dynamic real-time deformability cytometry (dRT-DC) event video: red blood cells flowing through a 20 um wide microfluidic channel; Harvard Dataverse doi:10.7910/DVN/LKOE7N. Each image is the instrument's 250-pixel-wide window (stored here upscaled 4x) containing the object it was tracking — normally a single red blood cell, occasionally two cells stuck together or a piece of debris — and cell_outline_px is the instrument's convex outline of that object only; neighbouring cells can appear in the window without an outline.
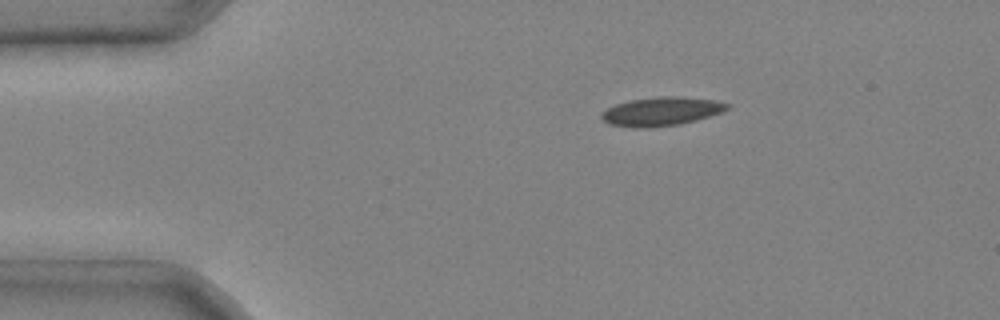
{"species": "common noctule bat (a hibernating species)", "species_latin": "Nyctalus noctula", "temperature_condition": "cold", "stored_images_in_passage": 5, "camera_frame_rate_fps": 3000, "um_per_image_px": 0.085, "animal": {"sex": "male", "body_mass_g": 20.4}, "frame": {"image": 1, "passage_image": 1, "time_ms": 0.0, "image_size_px": [1000, 320], "cell_outline_px": [[732, 104], [728, 108], [720, 112], [696, 120], [680, 124], [648, 128], [636, 128], [608, 124], [600, 116], [608, 108], [616, 104], [628, 100], [660, 96], [676, 96], [716, 100]], "centroid_in_image_um": [56.22, 9.47], "position_along_channel_um": 28.8, "area_um2": 20.98}}
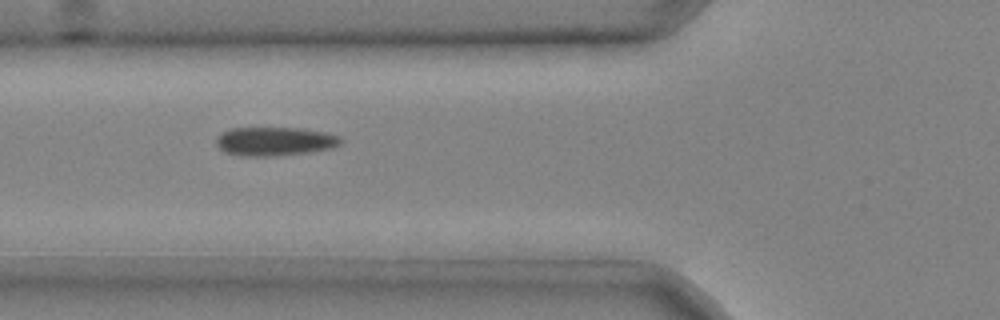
{"frame": {"image": 2, "passage_image": 3, "time_ms": 0.667, "image_size_px": [1000, 320], "cell_outline_px": [[344, 140], [340, 144], [332, 148], [308, 152], [272, 156], [240, 156], [224, 152], [216, 144], [216, 140], [224, 132], [232, 128], [300, 128], [324, 132], [340, 136]], "centroid_in_image_um": [23.38, 12.02], "position_along_channel_um": 102.4, "area_um2": 20.75}}
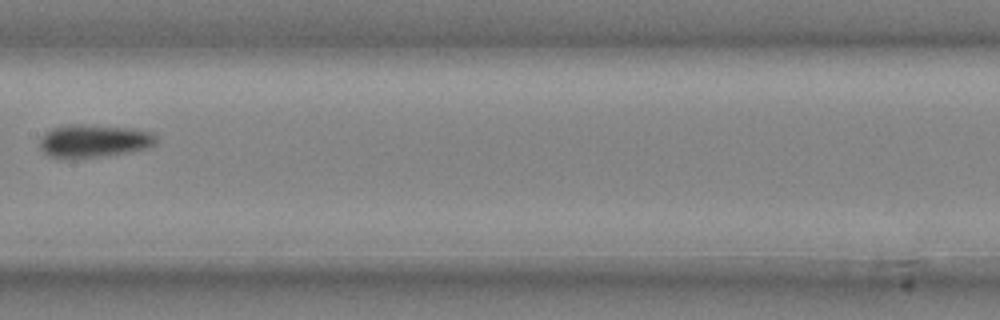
{"frame": {"image": 3, "passage_image": 5, "time_ms": 1.333, "image_size_px": [1000, 320], "cell_outline_px": [[156, 144], [152, 148], [108, 156], [52, 156], [44, 152], [40, 148], [40, 140], [52, 128], [64, 124], [88, 124], [132, 128], [152, 132], [156, 136]], "centroid_in_image_um": [8.08, 11.94], "position_along_channel_um": 199.3, "area_um2": 22.14}}